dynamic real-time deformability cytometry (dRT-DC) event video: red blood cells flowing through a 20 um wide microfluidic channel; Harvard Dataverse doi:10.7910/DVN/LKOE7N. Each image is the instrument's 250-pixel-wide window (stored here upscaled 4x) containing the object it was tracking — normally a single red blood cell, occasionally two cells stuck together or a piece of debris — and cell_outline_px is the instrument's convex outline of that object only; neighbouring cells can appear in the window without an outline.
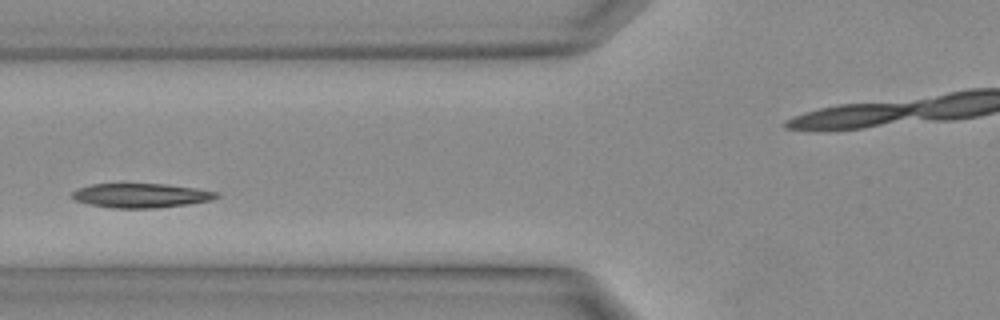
{"species": "Egyptian fruit bat (a non-hibernating species)", "species_latin": "Rousettus aegyptiacus", "temperature_condition": "warm", "stored_images_in_passage": 22, "camera_frame_rate_fps": 3000, "um_per_image_px": 0.085, "animal": {"sex": "female"}, "frame": {"image": 1, "passage_image": 4, "time_ms": 1.0, "image_size_px": [1000, 320], "cell_outline_px": [[220, 196], [212, 200], [188, 204], [156, 208], [112, 208], [88, 204], [76, 200], [72, 196], [72, 192], [80, 188], [92, 184], [164, 184], [196, 188], [216, 192]], "centroid_in_image_um": [12.0, 16.62], "position_along_channel_um": 113.8, "area_um2": 20.29}}
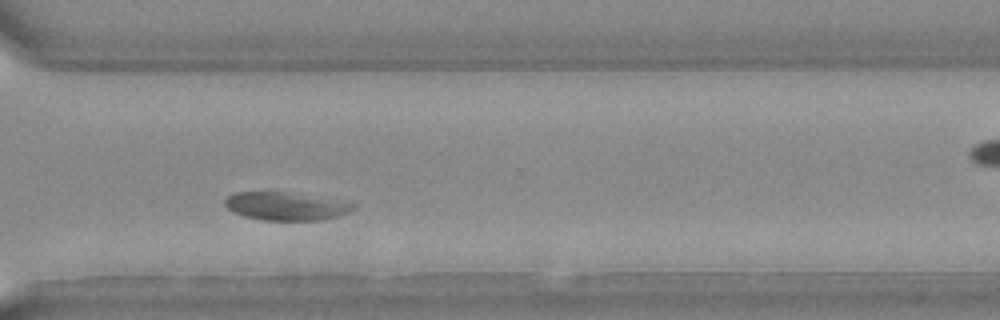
{"frame": {"image": 2, "passage_image": 16, "time_ms": 5.0, "image_size_px": [1000, 320], "cell_outline_px": [[356, 204], [348, 212], [340, 216], [324, 220], [264, 220], [244, 216], [232, 212], [224, 204], [224, 200], [228, 196], [236, 192], [280, 192]], "centroid_in_image_um": [24.21, 17.55], "position_along_channel_um": 346.4, "area_um2": 20.35}}